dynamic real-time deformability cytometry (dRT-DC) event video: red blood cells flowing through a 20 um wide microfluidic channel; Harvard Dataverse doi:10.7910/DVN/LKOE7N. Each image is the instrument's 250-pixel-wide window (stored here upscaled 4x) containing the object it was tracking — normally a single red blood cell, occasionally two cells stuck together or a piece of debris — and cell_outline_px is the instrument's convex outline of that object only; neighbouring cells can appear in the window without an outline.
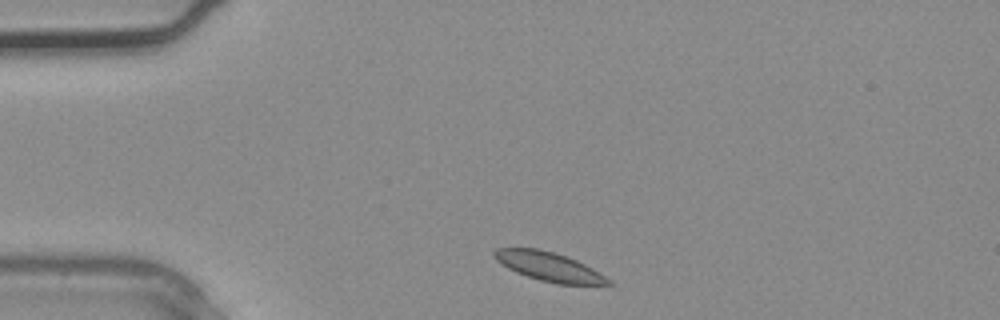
{"species": "common noctule bat (a hibernating species)", "species_latin": "Nyctalus noctula", "temperature_condition": "warm", "stored_images_in_passage": 2, "segment_of_instrument_passage": [2, 2], "camera_frame_rate_fps": 3000, "um_per_image_px": 0.085, "animal": {"sex": "male", "body_mass_g": 20.4}, "frame": {"image": 1, "passage_image": 2, "time_ms": 0.333, "image_size_px": [1000, 320], "cell_outline_px": [[616, 284], [556, 284], [540, 280], [516, 272], [500, 264], [492, 256], [492, 252], [496, 248], [540, 248], [576, 260], [592, 268]], "centroid_in_image_um": [46.6, 22.65], "position_along_channel_um": 38.4, "area_um2": 19.07}}